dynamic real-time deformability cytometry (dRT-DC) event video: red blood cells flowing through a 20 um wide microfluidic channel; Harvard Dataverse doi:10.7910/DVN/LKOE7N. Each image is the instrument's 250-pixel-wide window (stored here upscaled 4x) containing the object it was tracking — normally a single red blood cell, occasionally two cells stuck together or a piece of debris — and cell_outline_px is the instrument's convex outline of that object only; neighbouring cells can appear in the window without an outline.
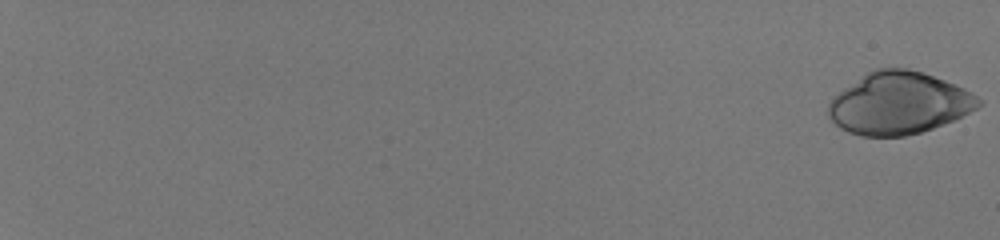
{"species": "human", "species_latin": "Homo sapiens", "temperature_condition": "room temperature", "stored_images_in_passage": 56, "camera_frame_rate_fps": 3000, "um_per_image_px": 0.085, "donor": {"sex": "male"}, "frame": {"image": 1, "passage_image": 1, "time_ms": 0.0, "image_size_px": [1000, 240], "cell_outline_px": [[984, 104], [952, 120], [932, 128], [920, 132], [904, 136], [860, 136], [848, 132], [840, 128], [828, 116], [828, 104], [832, 96], [868, 72], [876, 68], [908, 68], [944, 80], [964, 88], [972, 92], [984, 100]], "centroid_in_image_um": [76.39, 8.77], "position_along_channel_um": 8.6, "area_um2": 54.1}}
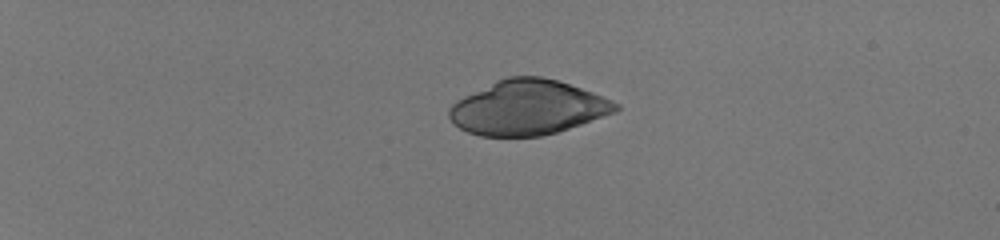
{"frame": {"image": 2, "passage_image": 17, "time_ms": 5.333, "image_size_px": [1000, 240], "cell_outline_px": [[620, 108], [616, 112], [556, 132], [540, 136], [480, 136], [468, 132], [460, 128], [448, 116], [448, 108], [456, 100], [496, 80], [508, 76], [540, 76], [556, 80], [592, 92], [612, 100], [620, 104]], "centroid_in_image_um": [44.84, 9.14], "position_along_channel_um": 40.2, "area_um2": 52.71}}